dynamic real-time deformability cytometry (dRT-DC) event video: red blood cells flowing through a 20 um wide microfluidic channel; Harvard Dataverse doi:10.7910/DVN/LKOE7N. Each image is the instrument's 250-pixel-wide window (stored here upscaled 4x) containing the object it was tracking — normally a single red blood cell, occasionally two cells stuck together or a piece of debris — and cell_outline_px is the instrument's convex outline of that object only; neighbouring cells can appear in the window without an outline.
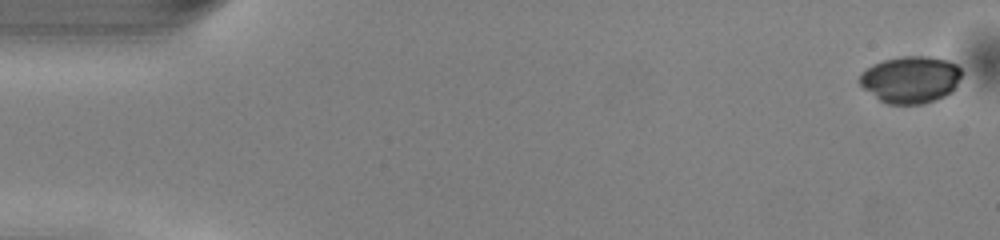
{"species": "common noctule bat (a hibernating species)", "species_latin": "Nyctalus noctula", "temperature_condition": "warm", "stored_images_in_passage": 50, "camera_frame_rate_fps": 3000, "um_per_image_px": 0.085, "animal": {"sex": "male", "body_mass_g": 13.0, "forearm_length_mm": 53.1}, "frame": {"image": 1, "passage_image": 1, "time_ms": 0.0, "image_size_px": [1000, 240], "cell_outline_px": [[960, 76], [956, 84], [944, 96], [936, 100], [924, 104], [888, 104], [880, 100], [864, 88], [860, 84], [860, 76], [872, 64], [884, 60], [900, 56], [932, 56], [948, 60], [956, 64], [960, 68]], "centroid_in_image_um": [77.4, 6.75], "position_along_channel_um": 7.6, "area_um2": 27.63}}
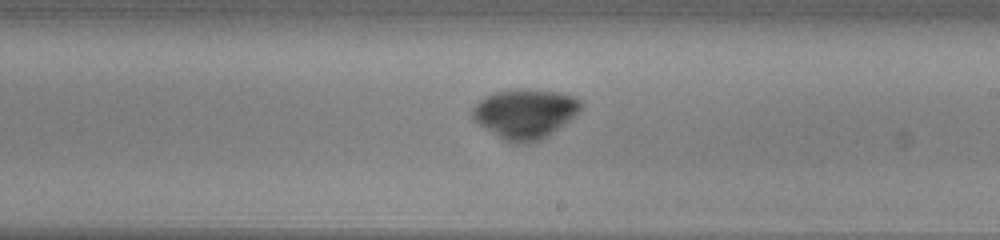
{"frame": {"image": 2, "passage_image": 29, "time_ms": 9.333, "image_size_px": [1000, 240], "cell_outline_px": [[584, 104], [576, 116], [548, 136], [540, 140], [528, 144], [512, 144], [504, 140], [480, 124], [472, 116], [472, 108], [484, 96], [496, 92], [512, 88], [520, 88], [560, 92], [576, 96]], "centroid_in_image_um": [44.68, 9.65], "position_along_channel_um": 244.3, "area_um2": 31.67}}
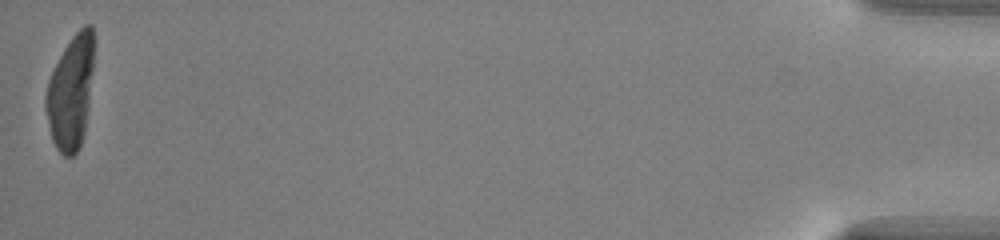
{"frame": {"image": 3, "passage_image": 50, "time_ms": 16.333, "image_size_px": [1000, 240], "cell_outline_px": [[92, 72], [88, 104], [84, 132], [80, 148], [72, 156], [64, 156], [56, 148], [52, 140], [44, 108], [44, 96], [48, 80], [64, 48], [72, 36], [84, 24], [92, 24]], "centroid_in_image_um": [5.97, 7.87], "position_along_channel_um": 429.2, "area_um2": 31.56}}